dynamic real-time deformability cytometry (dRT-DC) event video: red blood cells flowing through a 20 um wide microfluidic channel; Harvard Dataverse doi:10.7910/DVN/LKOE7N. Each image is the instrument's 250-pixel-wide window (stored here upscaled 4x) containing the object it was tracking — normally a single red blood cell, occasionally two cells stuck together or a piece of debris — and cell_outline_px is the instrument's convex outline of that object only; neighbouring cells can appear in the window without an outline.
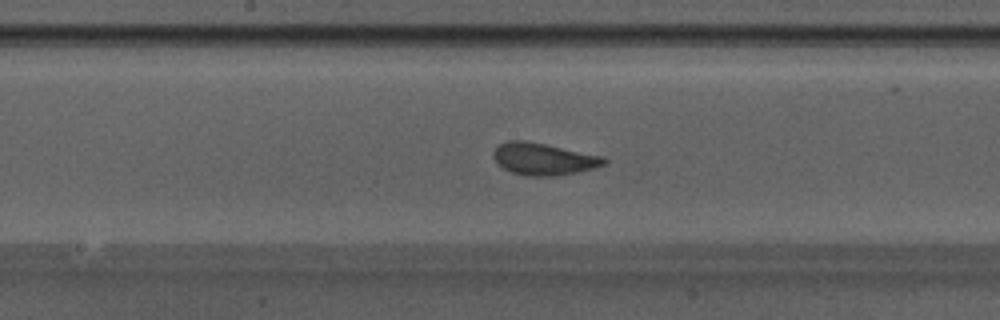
{"species": "Egyptian fruit bat (a non-hibernating species)", "species_latin": "Rousettus aegyptiacus", "temperature_condition": "warm", "stored_images_in_passage": 49, "camera_frame_rate_fps": 3000, "um_per_image_px": 0.085, "animal": {"sex": "male"}, "frame": {"image": 1, "passage_image": 25, "time_ms": 8.0, "image_size_px": [1000, 320], "cell_outline_px": [[608, 164], [576, 172], [556, 176], [524, 176], [512, 172], [496, 164], [492, 156], [492, 152], [500, 144], [508, 140], [524, 140], [604, 156], [608, 160]], "centroid_in_image_um": [46.19, 13.52], "position_along_channel_um": 202.0, "area_um2": 20.75}}
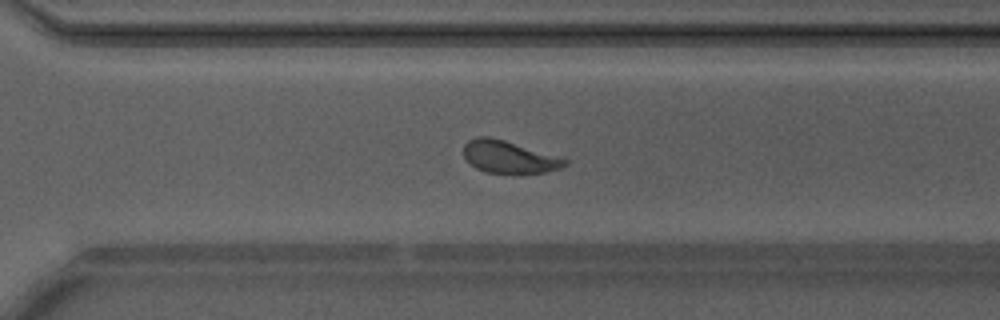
{"frame": {"image": 2, "passage_image": 34, "time_ms": 11.0, "image_size_px": [1000, 320], "cell_outline_px": [[568, 164], [560, 168], [544, 172], [512, 176], [484, 172], [476, 168], [464, 156], [464, 144], [468, 140], [476, 136], [488, 136], [504, 140], [568, 160]], "centroid_in_image_um": [43.23, 13.38], "position_along_channel_um": 327.4, "area_um2": 19.36}}
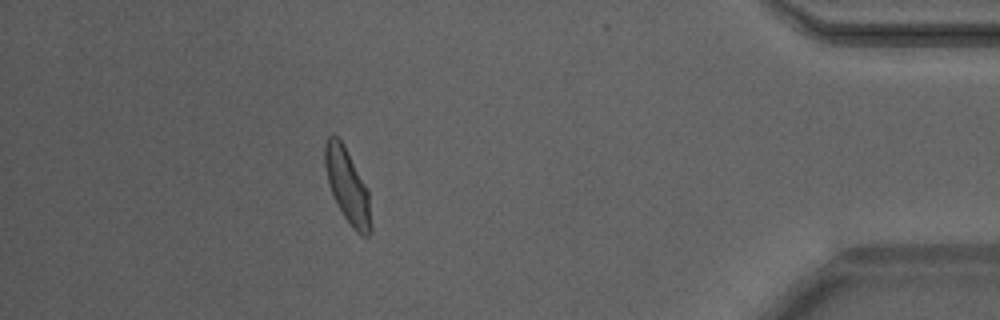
{"frame": {"image": 3, "passage_image": 43, "time_ms": 14.0, "image_size_px": [1000, 320], "cell_outline_px": [[372, 232], [368, 236], [360, 236], [352, 228], [344, 216], [328, 184], [324, 164], [324, 144], [328, 136], [332, 132], [340, 140], [368, 188], [372, 224]], "centroid_in_image_um": [29.55, 15.83], "position_along_channel_um": 405.7, "area_um2": 19.88}, "authors_computed_cell_mechanics": {"area_um2": 20.1144, "velocity_mm_per_s": 4.1853, "shape_relaxation_time_tau1_ms": 4.613, "shape_relaxation_time_tau2_ms": 0.7787, "deformation_change_tau1": 0.129, "deformation_change_tau2": 0.0746}}